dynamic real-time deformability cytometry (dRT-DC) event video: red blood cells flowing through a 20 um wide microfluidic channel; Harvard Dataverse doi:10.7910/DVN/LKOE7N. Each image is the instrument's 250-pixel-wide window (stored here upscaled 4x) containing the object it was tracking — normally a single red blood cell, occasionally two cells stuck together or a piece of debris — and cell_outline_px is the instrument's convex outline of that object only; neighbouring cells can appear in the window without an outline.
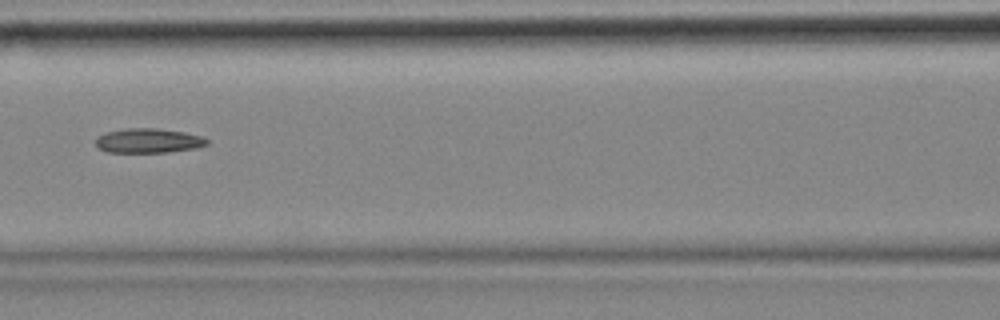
{"species": "common noctule bat (a hibernating species)", "species_latin": "Nyctalus noctula", "temperature_condition": "cold", "stored_images_in_passage": 14, "camera_frame_rate_fps": 3000, "um_per_image_px": 0.085, "animal": {"sex": "female", "body_mass_g": 18.4}, "frame": {"image": 1, "passage_image": 7, "time_ms": 2.0, "image_size_px": [1000, 320], "cell_outline_px": [[208, 144], [196, 148], [168, 152], [108, 152], [96, 148], [96, 136], [104, 132], [124, 128], [156, 128], [184, 132], [204, 136], [208, 140]], "centroid_in_image_um": [12.59, 11.95], "position_along_channel_um": 154.0, "area_um2": 16.13}}
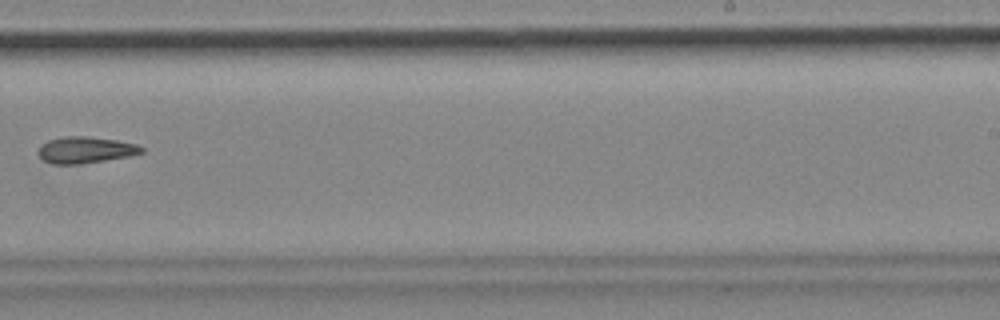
{"frame": {"image": 2, "passage_image": 10, "time_ms": 3.0, "image_size_px": [1000, 320], "cell_outline_px": [[144, 152], [128, 156], [80, 164], [52, 164], [44, 160], [40, 156], [40, 144], [48, 140], [64, 136], [88, 136], [116, 140], [136, 144], [144, 148]], "centroid_in_image_um": [7.26, 12.73], "position_along_channel_um": 281.7, "area_um2": 15.78}}